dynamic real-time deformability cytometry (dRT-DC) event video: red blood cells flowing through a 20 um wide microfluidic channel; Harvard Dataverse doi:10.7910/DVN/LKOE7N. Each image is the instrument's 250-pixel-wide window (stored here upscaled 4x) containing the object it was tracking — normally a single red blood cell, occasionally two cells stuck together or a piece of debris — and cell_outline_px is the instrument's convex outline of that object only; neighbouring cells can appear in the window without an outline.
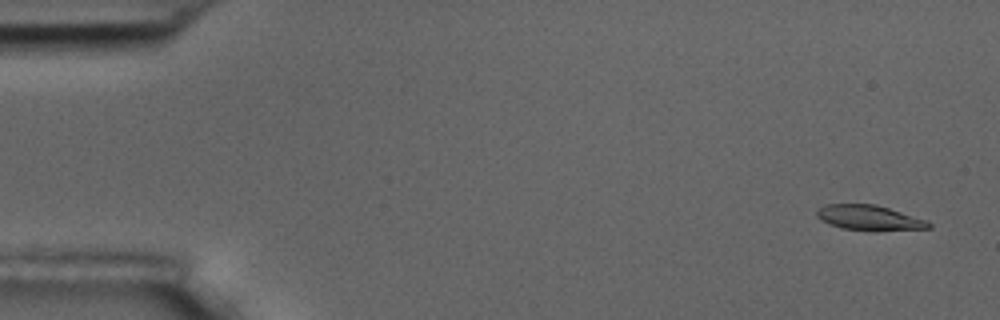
{"species": "common noctule bat (a hibernating species)", "species_latin": "Nyctalus noctula", "temperature_condition": "room temperature", "stored_images_in_passage": 19, "camera_frame_rate_fps": 3000, "um_per_image_px": 0.085, "animal": {"sex": "male", "body_mass_g": 17.5, "forearm_length_mm": 52.3}, "frame": {"image": 1, "passage_image": 3, "time_ms": 0.667, "image_size_px": [1000, 320], "cell_outline_px": [[932, 228], [876, 232], [872, 232], [840, 228], [828, 224], [820, 220], [816, 216], [816, 212], [824, 204], [876, 204], [928, 220], [932, 224]], "centroid_in_image_um": [73.91, 18.54], "position_along_channel_um": 11.1, "area_um2": 16.94}}
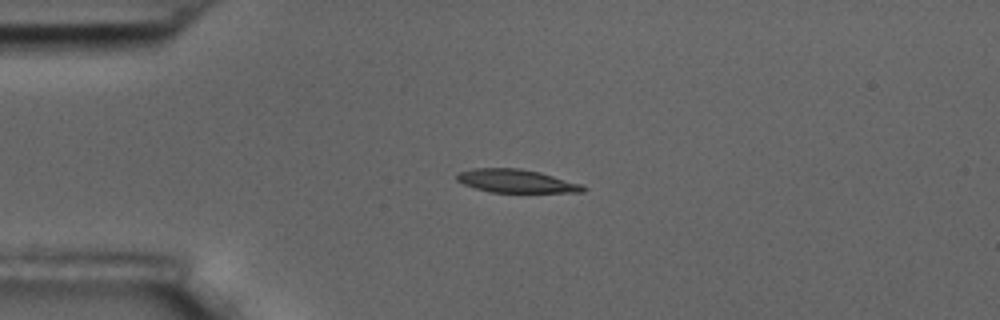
{"frame": {"image": 2, "passage_image": 14, "time_ms": 4.333, "image_size_px": [1000, 320], "cell_outline_px": [[588, 188], [584, 192], [488, 192], [464, 184], [456, 180], [456, 176], [460, 172], [472, 168], [520, 168], [540, 172], [580, 184]], "centroid_in_image_um": [43.86, 15.38], "position_along_channel_um": 41.1, "area_um2": 16.99}}